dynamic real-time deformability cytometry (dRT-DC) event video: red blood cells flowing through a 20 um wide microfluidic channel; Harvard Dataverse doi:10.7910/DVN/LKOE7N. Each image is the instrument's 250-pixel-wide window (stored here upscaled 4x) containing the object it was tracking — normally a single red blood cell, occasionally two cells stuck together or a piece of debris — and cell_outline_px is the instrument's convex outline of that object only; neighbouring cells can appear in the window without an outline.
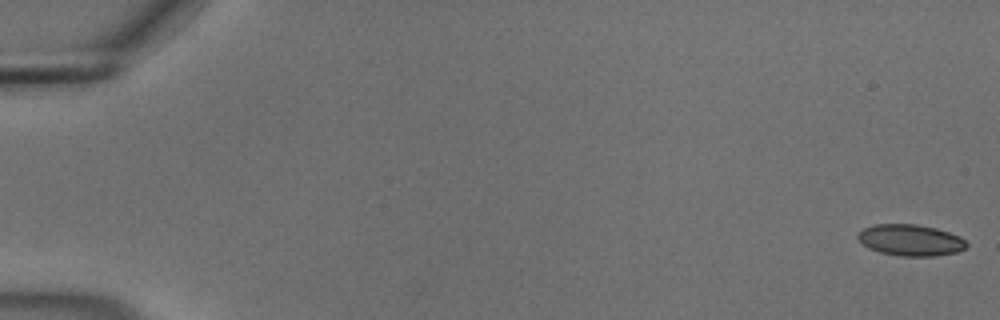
{"species": "common noctule bat (a hibernating species)", "species_latin": "Nyctalus noctula", "temperature_condition": "cold", "stored_images_in_passage": 55, "camera_frame_rate_fps": 3000, "um_per_image_px": 0.085, "animal": {"sex": "male", "body_mass_g": 18.8}, "frame": {"image": 1, "passage_image": 1, "time_ms": 0.0, "image_size_px": [1000, 320], "cell_outline_px": [[968, 244], [964, 248], [956, 252], [936, 256], [900, 256], [880, 252], [868, 248], [856, 236], [864, 228], [872, 224], [916, 224], [936, 228], [960, 236]], "centroid_in_image_um": [77.39, 20.41], "position_along_channel_um": 7.6, "area_um2": 19.77}}
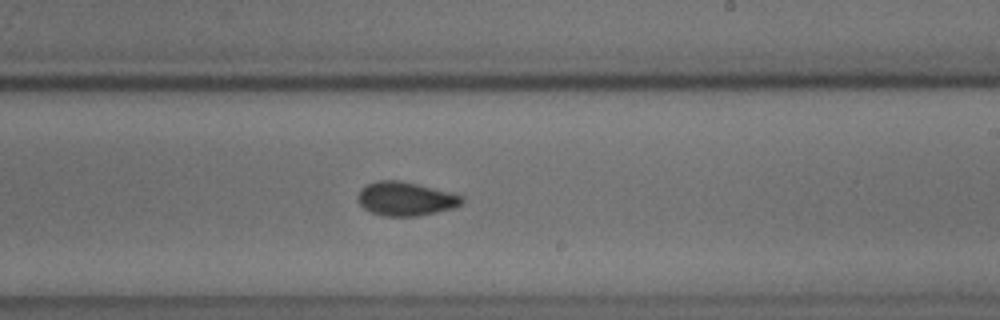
{"frame": {"image": 2, "passage_image": 34, "time_ms": 11.0, "image_size_px": [1000, 320], "cell_outline_px": [[464, 200], [460, 204], [452, 208], [420, 216], [384, 216], [372, 212], [364, 208], [356, 200], [356, 196], [360, 188], [376, 180], [400, 180], [464, 196]], "centroid_in_image_um": [34.42, 16.9], "position_along_channel_um": 254.6, "area_um2": 20.46}}
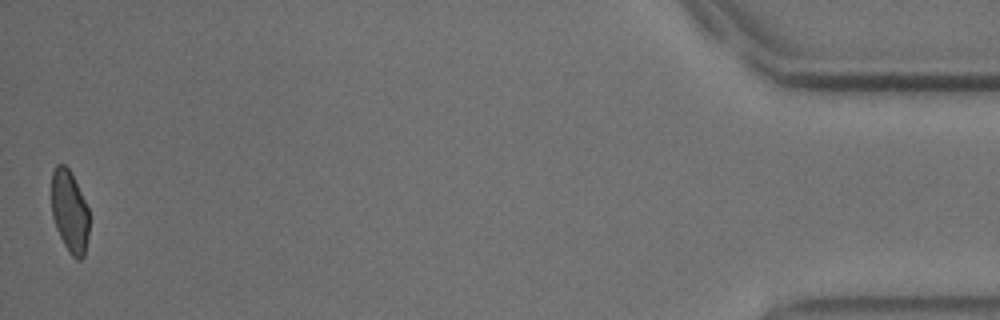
{"frame": {"image": 3, "passage_image": 55, "time_ms": 18.0, "image_size_px": [1000, 320], "cell_outline_px": [[88, 236], [84, 256], [80, 260], [76, 260], [68, 252], [56, 228], [52, 216], [52, 172], [56, 164], [64, 164], [68, 168], [88, 208]], "centroid_in_image_um": [5.91, 18.01], "position_along_channel_um": 429.3, "area_um2": 17.8}, "authors_computed_cell_mechanics": {"area_um2": 19.8254, "velocity_mm_per_s": 3.7061, "shape_relaxation_time_tau1_ms": 9.2165, "shape_relaxation_time_tau2_ms": 1.3649, "deformation_change_tau1": 0.1333, "deformation_change_tau2": 0.0538}}